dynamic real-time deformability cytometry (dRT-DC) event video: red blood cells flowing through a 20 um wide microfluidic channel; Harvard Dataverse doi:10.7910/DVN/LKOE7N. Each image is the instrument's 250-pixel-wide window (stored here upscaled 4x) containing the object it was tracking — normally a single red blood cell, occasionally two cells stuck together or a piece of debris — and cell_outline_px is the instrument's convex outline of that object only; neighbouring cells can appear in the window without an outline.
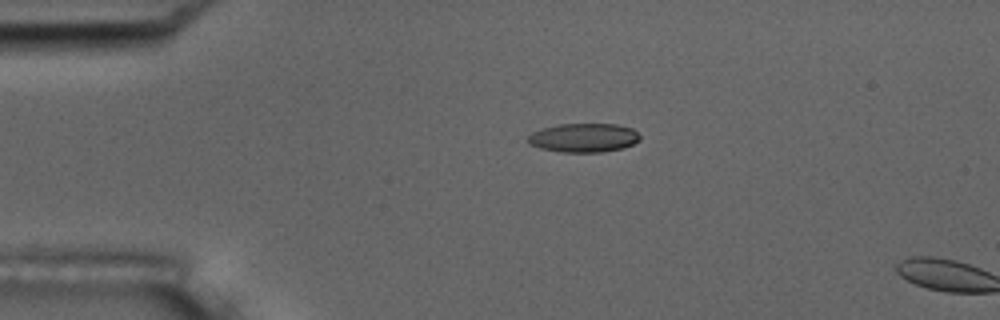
{"species": "common noctule bat (a hibernating species)", "species_latin": "Nyctalus noctula", "temperature_condition": "room temperature", "stored_images_in_passage": 4, "camera_frame_rate_fps": 3000, "um_per_image_px": 0.085, "animal": {"sex": "male", "body_mass_g": 17.5, "forearm_length_mm": 52.3}, "frame": {"image": 1, "passage_image": 3, "time_ms": 2.333, "image_size_px": [1000, 320], "cell_outline_px": [[640, 140], [624, 148], [604, 152], [560, 152], [540, 148], [528, 144], [528, 136], [532, 132], [544, 128], [560, 124], [616, 124], [632, 128], [640, 136]], "centroid_in_image_um": [49.62, 11.71], "position_along_channel_um": 35.4, "area_um2": 18.9}}